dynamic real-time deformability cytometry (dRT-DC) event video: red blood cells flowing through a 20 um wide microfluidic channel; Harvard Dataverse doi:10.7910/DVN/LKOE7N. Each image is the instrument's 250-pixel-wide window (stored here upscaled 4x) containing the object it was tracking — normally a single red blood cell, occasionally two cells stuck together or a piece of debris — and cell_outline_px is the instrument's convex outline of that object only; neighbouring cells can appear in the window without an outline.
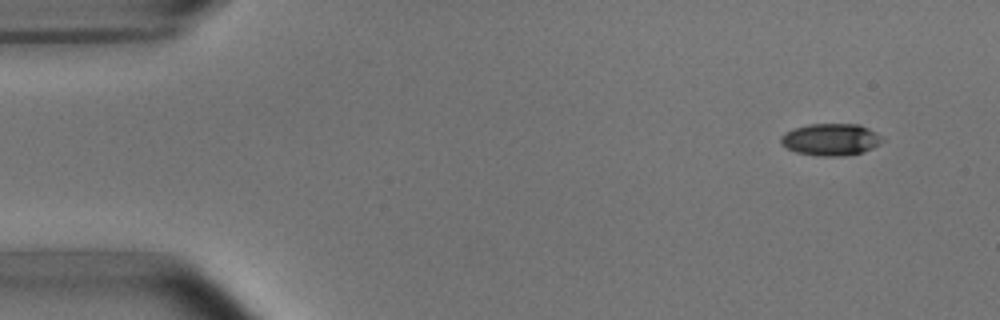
{"species": "common noctule bat (a hibernating species)", "species_latin": "Nyctalus noctula", "temperature_condition": "room temperature", "stored_images_in_passage": 4, "camera_frame_rate_fps": 3000, "um_per_image_px": 0.085, "animal": {"sex": "male", "body_mass_g": 15.6}, "frame": {"image": 1, "passage_image": 1, "time_ms": 0.0, "image_size_px": [1000, 320], "cell_outline_px": [[880, 140], [872, 148], [860, 152], [844, 156], [816, 156], [796, 152], [780, 144], [780, 136], [784, 132], [808, 124], [860, 124], [876, 132], [880, 136]], "centroid_in_image_um": [70.54, 11.85], "position_along_channel_um": 14.5, "area_um2": 18.73}}